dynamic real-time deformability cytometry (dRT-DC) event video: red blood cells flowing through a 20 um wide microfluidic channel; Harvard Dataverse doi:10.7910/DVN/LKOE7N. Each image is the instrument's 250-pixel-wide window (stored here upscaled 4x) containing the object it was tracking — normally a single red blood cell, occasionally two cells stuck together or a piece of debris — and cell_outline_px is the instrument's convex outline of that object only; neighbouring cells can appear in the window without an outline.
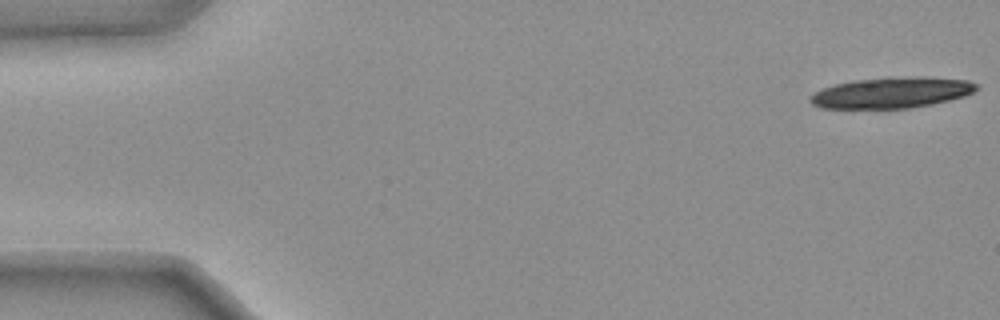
{"species": "common noctule bat (a hibernating species)", "species_latin": "Nyctalus noctula", "temperature_condition": "warm", "stored_images_in_passage": 18, "camera_frame_rate_fps": 3000, "um_per_image_px": 0.085, "animal": {"sex": "female", "body_mass_g": 25.1}, "frame": {"image": 1, "passage_image": 1, "time_ms": 0.0, "image_size_px": [1000, 320], "cell_outline_px": [[980, 88], [964, 96], [932, 104], [908, 108], [820, 108], [812, 104], [808, 100], [808, 96], [824, 88], [836, 84], [856, 80], [888, 76], [968, 80], [976, 84]], "centroid_in_image_um": [75.74, 7.88], "position_along_channel_um": 9.3, "area_um2": 29.59}}